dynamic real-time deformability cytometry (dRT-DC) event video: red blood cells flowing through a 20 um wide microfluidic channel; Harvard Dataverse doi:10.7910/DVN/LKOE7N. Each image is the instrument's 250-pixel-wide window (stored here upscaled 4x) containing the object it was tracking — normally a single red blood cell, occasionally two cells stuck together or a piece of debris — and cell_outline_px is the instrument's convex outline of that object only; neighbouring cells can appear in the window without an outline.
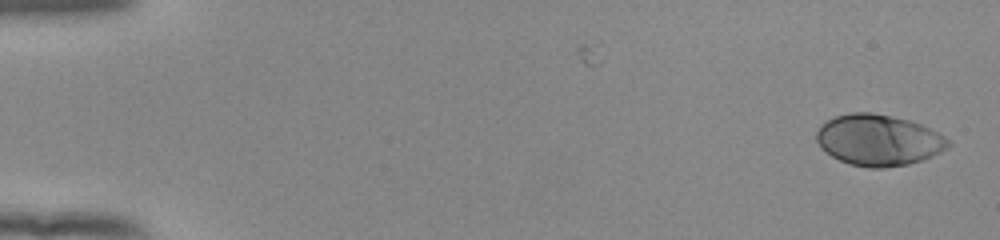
{"species": "human", "species_latin": "Homo sapiens", "temperature_condition": "room temperature", "stored_images_in_passage": 53, "camera_frame_rate_fps": 3000, "um_per_image_px": 0.085, "donor": {"sex": "female"}, "frame": {"image": 1, "passage_image": 1, "time_ms": 0.0, "image_size_px": [1000, 240], "cell_outline_px": [[952, 144], [940, 152], [932, 156], [908, 164], [884, 168], [868, 168], [848, 164], [832, 156], [820, 148], [816, 140], [816, 132], [820, 124], [836, 116], [852, 112], [872, 112], [892, 116], [908, 120], [920, 124], [952, 140]], "centroid_in_image_um": [74.65, 11.91], "position_along_channel_um": 10.3, "area_um2": 39.36}}
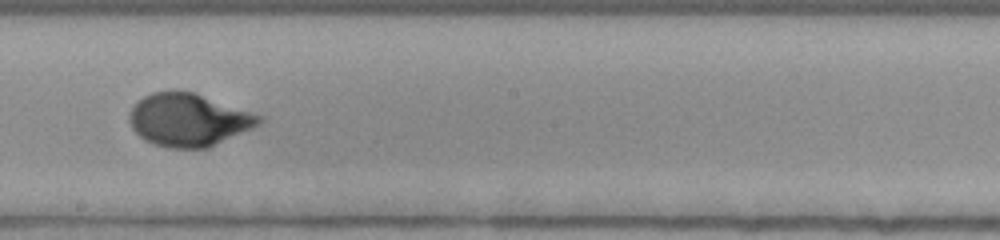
{"frame": {"image": 2, "passage_image": 31, "time_ms": 10.0, "image_size_px": [1000, 240], "cell_outline_px": [[264, 120], [260, 124], [252, 128], [208, 148], [168, 148], [152, 144], [144, 140], [132, 128], [128, 120], [128, 112], [136, 100], [152, 92], [196, 92], [264, 116]], "centroid_in_image_um": [16.02, 10.19], "position_along_channel_um": 232.2, "area_um2": 40.17}}
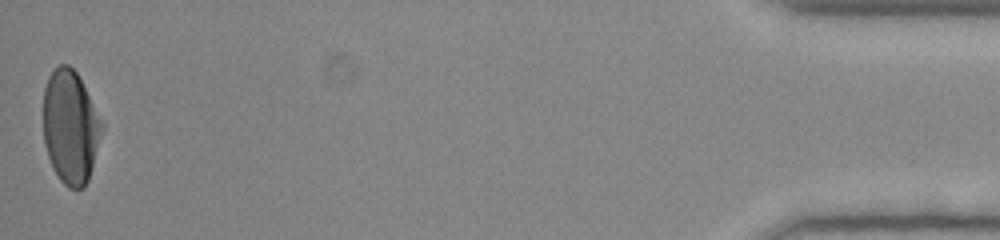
{"frame": {"image": 3, "passage_image": 53, "time_ms": 17.333, "image_size_px": [1000, 240], "cell_outline_px": [[104, 128], [88, 180], [84, 188], [68, 188], [60, 180], [48, 156], [44, 144], [44, 88], [48, 76], [60, 64], [68, 64], [76, 72], [104, 124]], "centroid_in_image_um": [5.99, 10.79], "position_along_channel_um": 429.2, "area_um2": 38.49}, "authors_computed_cell_mechanics": {"area_um2": 38.4948, "velocity_mm_per_s": 3.8556, "shape_relaxation_time_tau1_ms": 3.4042, "shape_relaxation_time_tau2_ms": null, "deformation_change_tau1": 0.2014, "deformation_change_tau2": null}}